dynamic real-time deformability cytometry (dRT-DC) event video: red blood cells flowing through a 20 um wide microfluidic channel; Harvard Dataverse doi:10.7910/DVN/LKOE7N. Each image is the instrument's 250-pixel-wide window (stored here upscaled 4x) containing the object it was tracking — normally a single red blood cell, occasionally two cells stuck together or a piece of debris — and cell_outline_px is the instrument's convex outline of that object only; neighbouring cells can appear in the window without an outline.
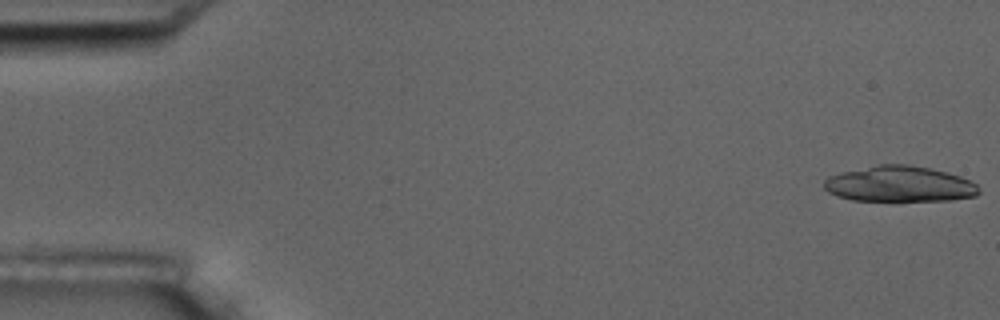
{"species": "common noctule bat (a hibernating species)", "species_latin": "Nyctalus noctula", "temperature_condition": "room temperature", "stored_images_in_passage": 43, "camera_frame_rate_fps": 3000, "um_per_image_px": 0.085, "animal": {"sex": "male", "body_mass_g": 17.5, "forearm_length_mm": 52.3}, "frame": {"image": 1, "passage_image": 1, "time_ms": 0.0, "image_size_px": [1000, 320], "cell_outline_px": [[980, 192], [976, 196], [952, 200], [852, 200], [836, 196], [828, 192], [824, 188], [824, 180], [828, 176], [840, 172], [880, 164], [908, 164], [948, 172], [960, 176], [976, 184], [980, 188]], "centroid_in_image_um": [76.45, 15.64], "position_along_channel_um": 8.6, "area_um2": 32.25}, "authors_computed_cell_mechanics": {"area_um2": 17.4556, "velocity_mm_per_s": 3.5958, "shape_relaxation_time_tau1_ms": 4.8003, "shape_relaxation_time_tau2_ms": 3.6736, "deformation_change_tau1": 0.1872, "deformation_change_tau2": 0.1464}}